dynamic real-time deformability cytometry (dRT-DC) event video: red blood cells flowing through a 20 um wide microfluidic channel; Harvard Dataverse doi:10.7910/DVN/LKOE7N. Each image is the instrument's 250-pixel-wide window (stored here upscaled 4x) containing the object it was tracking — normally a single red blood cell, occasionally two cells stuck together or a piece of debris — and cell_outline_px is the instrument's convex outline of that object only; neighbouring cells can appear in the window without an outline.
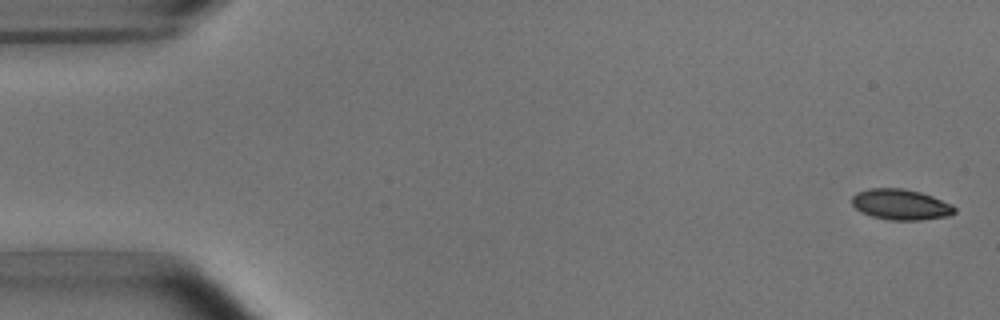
{"species": "common noctule bat (a hibernating species)", "species_latin": "Nyctalus noctula", "temperature_condition": "room temperature", "stored_images_in_passage": 4, "camera_frame_rate_fps": 3000, "um_per_image_px": 0.085, "animal": {"sex": "male", "body_mass_g": 15.6}, "frame": {"image": 1, "passage_image": 1, "time_ms": 0.0, "image_size_px": [1000, 320], "cell_outline_px": [[956, 212], [948, 216], [920, 220], [888, 220], [872, 216], [860, 212], [852, 204], [852, 196], [856, 192], [868, 188], [904, 188], [920, 192], [932, 196], [952, 204], [956, 208]], "centroid_in_image_um": [76.55, 17.38], "position_along_channel_um": 8.4, "area_um2": 18.5}}
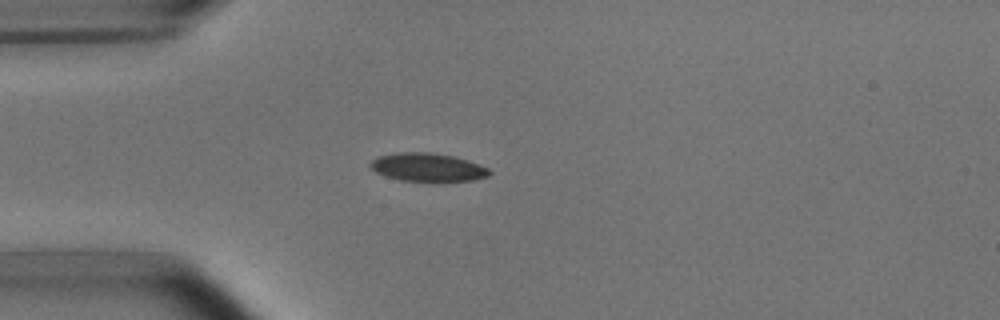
{"frame": {"image": 2, "passage_image": 4, "time_ms": 4.333, "image_size_px": [1000, 320], "cell_outline_px": [[492, 172], [488, 176], [472, 180], [440, 184], [436, 184], [400, 180], [376, 172], [368, 164], [376, 156], [400, 152], [428, 152], [452, 156], [468, 160], [480, 164], [488, 168]], "centroid_in_image_um": [36.38, 14.26], "position_along_channel_um": 48.6, "area_um2": 20.35}}